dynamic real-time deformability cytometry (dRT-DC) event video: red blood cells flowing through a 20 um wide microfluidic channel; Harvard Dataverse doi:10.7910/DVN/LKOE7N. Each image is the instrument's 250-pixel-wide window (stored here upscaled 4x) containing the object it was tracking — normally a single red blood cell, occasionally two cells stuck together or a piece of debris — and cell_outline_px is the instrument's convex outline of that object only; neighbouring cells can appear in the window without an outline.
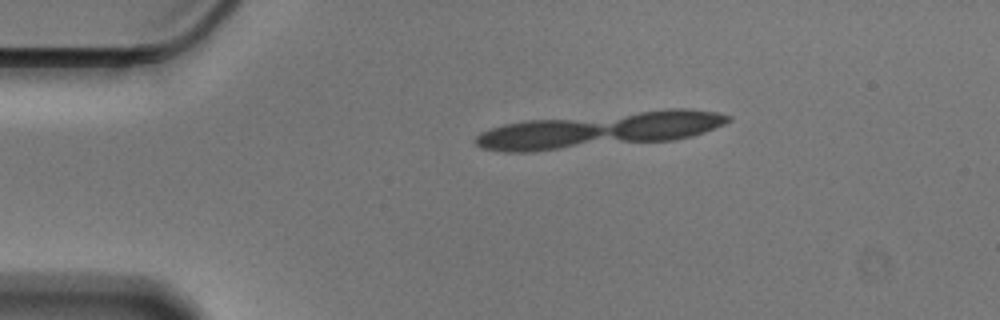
{"species": "Egyptian fruit bat (a non-hibernating species)", "species_latin": "Rousettus aegyptiacus", "temperature_condition": "cold", "stored_images_in_passage": 18, "segment_of_instrument_passage": [2, 2], "camera_frame_rate_fps": 3000, "um_per_image_px": 0.085, "animal": {"sex": "male"}, "frame": {"image": 1, "passage_image": 10, "time_ms": 3.0, "image_size_px": [1000, 320], "cell_outline_px": [[600, 128], [596, 132], [588, 136], [564, 144], [544, 148], [496, 148], [480, 144], [480, 136], [488, 132], [500, 128], [516, 124], [580, 124]], "centroid_in_image_um": [45.54, 11.52], "position_along_channel_um": 39.5, "area_um2": 15.95}}